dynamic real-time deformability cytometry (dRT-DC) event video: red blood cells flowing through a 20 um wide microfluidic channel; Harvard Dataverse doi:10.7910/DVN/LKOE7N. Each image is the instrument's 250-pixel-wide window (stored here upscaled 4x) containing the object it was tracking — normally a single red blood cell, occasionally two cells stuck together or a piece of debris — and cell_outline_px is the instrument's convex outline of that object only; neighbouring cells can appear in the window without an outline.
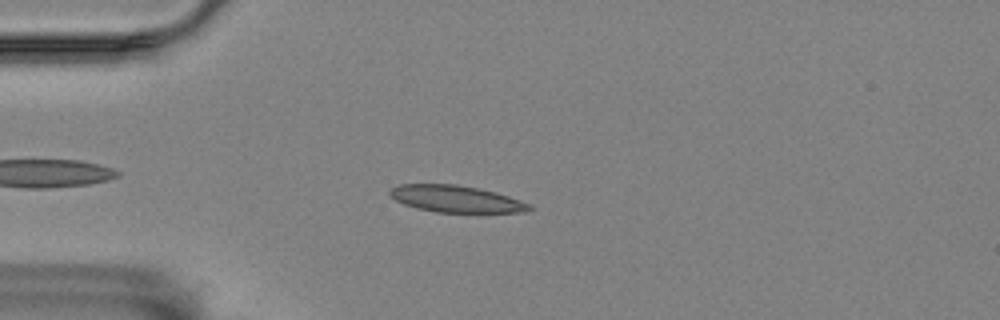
{"species": "Egyptian fruit bat (a non-hibernating species)", "species_latin": "Rousettus aegyptiacus", "temperature_condition": "room temperature", "stored_images_in_passage": 49, "camera_frame_rate_fps": 3000, "um_per_image_px": 0.085, "animal": {"sex": "female"}, "frame": {"image": 1, "passage_image": 7, "time_ms": 2.0, "image_size_px": [1000, 320], "cell_outline_px": [[532, 208], [524, 212], [436, 212], [416, 208], [404, 204], [388, 196], [388, 188], [396, 184], [456, 184], [496, 192], [508, 196], [528, 204]], "centroid_in_image_um": [38.64, 16.89], "position_along_channel_um": 46.4, "area_um2": 21.73}}
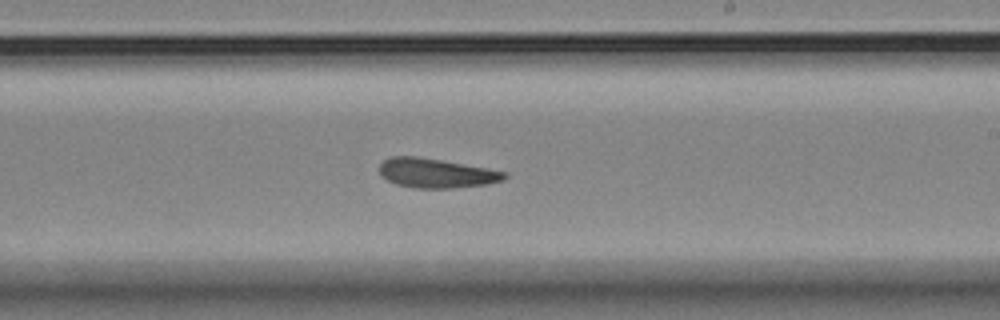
{"frame": {"image": 2, "passage_image": 26, "time_ms": 8.333, "image_size_px": [1000, 320], "cell_outline_px": [[508, 176], [504, 180], [484, 184], [452, 188], [416, 188], [396, 184], [380, 176], [380, 164], [384, 160], [392, 156], [416, 156], [440, 160], [484, 168], [504, 172]], "centroid_in_image_um": [37.02, 14.72], "position_along_channel_um": 252.0, "area_um2": 21.04}}
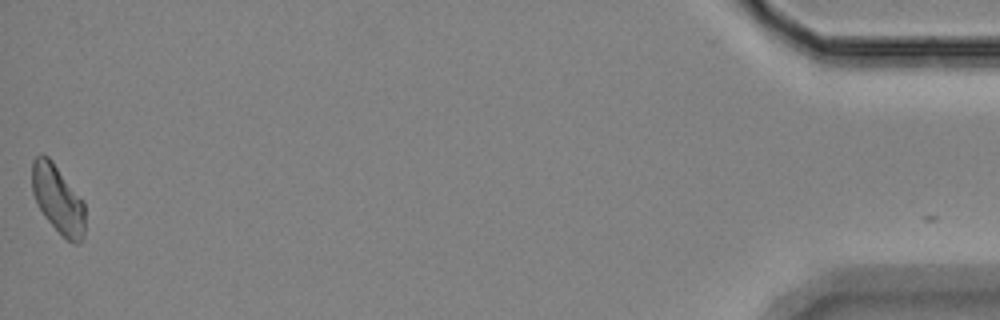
{"frame": {"image": 3, "passage_image": 49, "time_ms": 16.0, "image_size_px": [1000, 320], "cell_outline_px": [[84, 236], [80, 244], [72, 244], [44, 216], [32, 192], [32, 160], [36, 156], [48, 156], [52, 160], [84, 200]], "centroid_in_image_um": [4.94, 16.93], "position_along_channel_um": 430.3, "area_um2": 20.98}, "authors_computed_cell_mechanics": {"area_um2": 21.5016, "velocity_mm_per_s": 3.512, "shape_relaxation_time_tau1_ms": null, "shape_relaxation_time_tau2_ms": 5.2479, "deformation_change_tau1": null, "deformation_change_tau2": 0.1246}}